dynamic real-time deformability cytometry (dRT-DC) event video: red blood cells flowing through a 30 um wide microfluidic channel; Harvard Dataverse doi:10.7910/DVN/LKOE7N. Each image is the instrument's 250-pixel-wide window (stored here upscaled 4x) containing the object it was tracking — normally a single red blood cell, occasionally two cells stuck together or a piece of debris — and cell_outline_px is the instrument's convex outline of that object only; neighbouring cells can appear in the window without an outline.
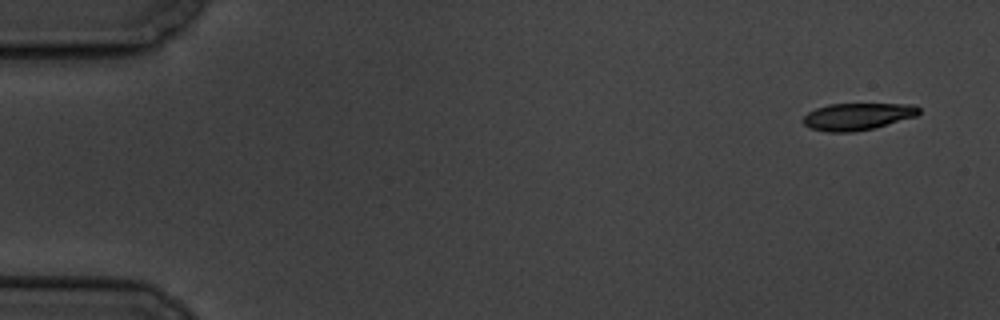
{"species": "common noctule bat (a hibernating species)", "species_latin": "Nyctalus noctula", "temperature_condition": "cold", "stored_images_in_passage": 5, "camera_frame_rate_fps": 3000, "um_per_image_px": 0.085, "animal": {"sex": "male", "body_mass_g": 19.5, "forearm_length_mm": 54.6}, "frame": {"image": 1, "passage_image": 1, "time_ms": 0.0, "image_size_px": [1000, 320], "cell_outline_px": [[920, 112], [916, 116], [872, 128], [852, 132], [828, 132], [808, 128], [800, 120], [808, 112], [816, 108], [828, 104], [916, 104], [920, 108]], "centroid_in_image_um": [72.84, 9.9], "position_along_channel_um": 12.2, "area_um2": 18.26}}
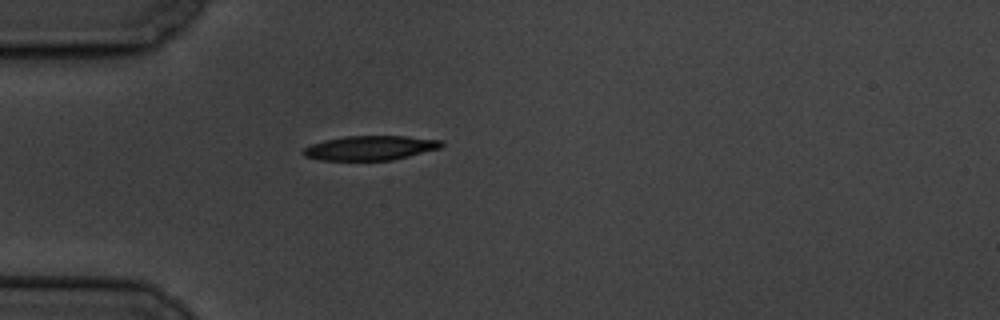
{"frame": {"image": 2, "passage_image": 5, "time_ms": 4.667, "image_size_px": [1000, 320], "cell_outline_px": [[444, 144], [440, 148], [392, 160], [320, 160], [304, 156], [300, 152], [304, 148], [312, 144], [324, 140], [344, 136], [404, 136], [444, 140]], "centroid_in_image_um": [31.46, 12.57], "position_along_channel_um": 53.5, "area_um2": 19.71}}